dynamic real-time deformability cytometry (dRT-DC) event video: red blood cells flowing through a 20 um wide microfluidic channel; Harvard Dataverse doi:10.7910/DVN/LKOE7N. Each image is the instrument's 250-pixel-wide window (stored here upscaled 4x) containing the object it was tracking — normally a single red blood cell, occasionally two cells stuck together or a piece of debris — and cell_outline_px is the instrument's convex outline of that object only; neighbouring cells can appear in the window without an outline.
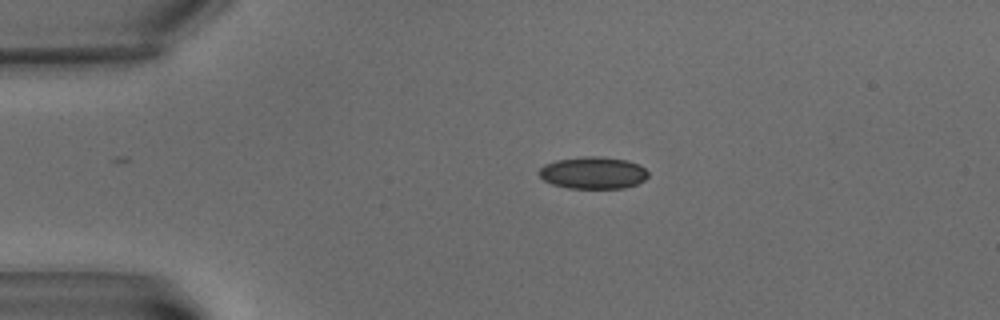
{"species": "common noctule bat (a hibernating species)", "species_latin": "Nyctalus noctula", "temperature_condition": "warm", "stored_images_in_passage": 6, "camera_frame_rate_fps": 3000, "um_per_image_px": 0.085, "animal": {"sex": "male", "body_mass_g": 15.6}, "frame": {"image": 1, "passage_image": 6, "time_ms": 6.333, "image_size_px": [1000, 320], "cell_outline_px": [[648, 176], [644, 180], [636, 184], [624, 188], [568, 188], [552, 184], [544, 180], [540, 176], [540, 168], [544, 164], [556, 160], [584, 156], [600, 156], [628, 160], [640, 164], [648, 172]], "centroid_in_image_um": [50.43, 14.68], "position_along_channel_um": 34.6, "area_um2": 20.46}}